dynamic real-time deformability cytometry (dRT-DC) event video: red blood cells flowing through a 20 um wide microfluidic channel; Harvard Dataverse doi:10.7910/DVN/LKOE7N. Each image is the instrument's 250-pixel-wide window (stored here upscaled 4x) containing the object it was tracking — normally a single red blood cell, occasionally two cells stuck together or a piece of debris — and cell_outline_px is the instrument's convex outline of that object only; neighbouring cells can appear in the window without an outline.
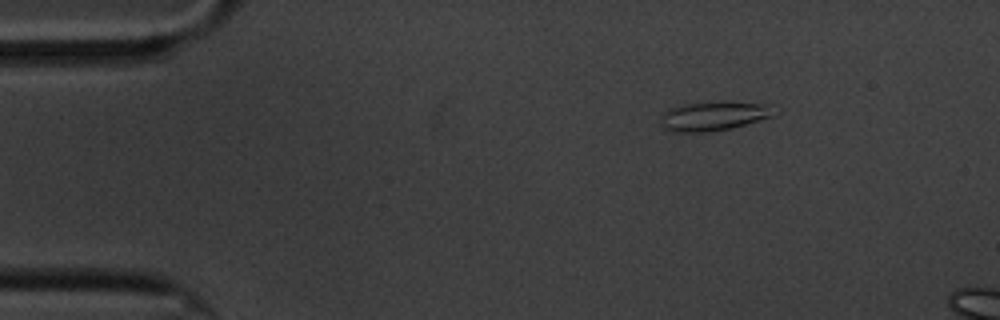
{"species": "common noctule bat (a hibernating species)", "species_latin": "Nyctalus noctula", "temperature_condition": "cold", "stored_images_in_passage": 7, "camera_frame_rate_fps": 3000, "um_per_image_px": 0.085, "animal": {"sex": "male", "body_mass_g": 20.1, "forearm_length_mm": 53.5}, "frame": {"image": 1, "passage_image": 1, "time_ms": 0.0, "image_size_px": [1000, 320], "cell_outline_px": [[780, 112], [772, 116], [732, 128], [708, 132], [668, 132], [660, 124], [664, 112], [668, 108], [684, 104], [724, 100], [772, 104]], "centroid_in_image_um": [60.73, 9.84], "position_along_channel_um": 24.3, "area_um2": 20.0}}